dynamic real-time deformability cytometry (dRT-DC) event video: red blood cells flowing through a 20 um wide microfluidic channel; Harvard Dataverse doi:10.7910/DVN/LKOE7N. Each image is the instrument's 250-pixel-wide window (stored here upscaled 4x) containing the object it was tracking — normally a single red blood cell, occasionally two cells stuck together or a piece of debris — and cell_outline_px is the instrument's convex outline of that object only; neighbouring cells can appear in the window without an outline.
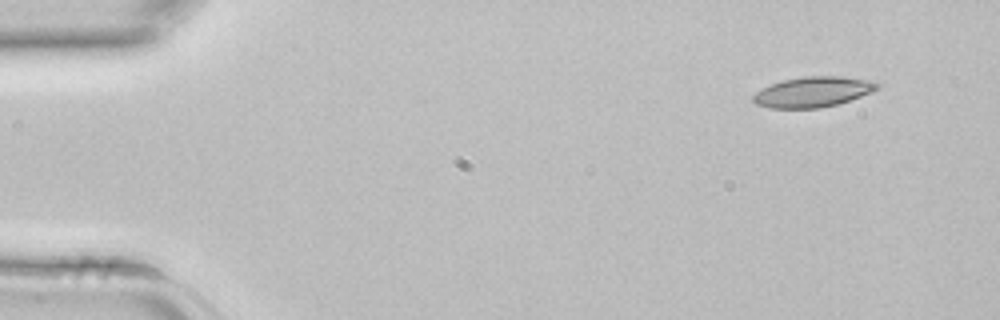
{"species": "common noctule bat (a hibernating species)", "species_latin": "Nyctalus noctula", "temperature_condition": "room temperature", "stored_images_in_passage": 3, "camera_frame_rate_fps": 3000, "um_per_image_px": 0.085, "animal": {"sex": "female", "body_mass_g": 22.7, "forearm_length_mm": 54.2}, "frame": {"image": 1, "passage_image": 1, "time_ms": 0.0, "image_size_px": [1000, 320], "cell_outline_px": [[880, 88], [872, 92], [836, 104], [820, 108], [768, 108], [756, 104], [752, 100], [752, 96], [756, 92], [772, 84], [784, 80], [804, 76], [840, 76], [876, 80], [880, 84]], "centroid_in_image_um": [69.14, 7.8], "position_along_channel_um": 15.9, "area_um2": 21.96}}